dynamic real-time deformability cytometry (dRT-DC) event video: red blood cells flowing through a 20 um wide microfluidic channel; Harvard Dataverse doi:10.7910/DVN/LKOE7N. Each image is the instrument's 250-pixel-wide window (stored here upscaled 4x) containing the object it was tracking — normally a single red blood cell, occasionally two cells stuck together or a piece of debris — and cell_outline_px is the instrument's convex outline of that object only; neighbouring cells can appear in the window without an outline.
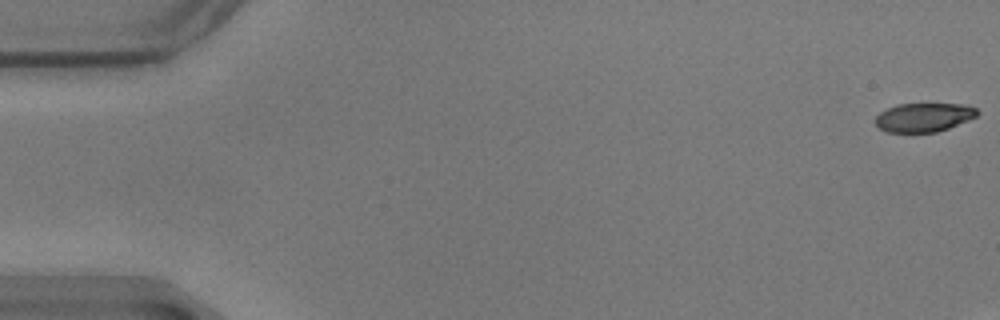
{"species": "common noctule bat (a hibernating species)", "species_latin": "Nyctalus noctula", "temperature_condition": "warm", "stored_images_in_passage": 14, "camera_frame_rate_fps": 3000, "um_per_image_px": 0.085, "animal": {"sex": "male", "body_mass_g": 17.9}, "frame": {"image": 1, "passage_image": 1, "time_ms": 0.0, "image_size_px": [1000, 320], "cell_outline_px": [[980, 112], [976, 116], [968, 120], [948, 128], [936, 132], [888, 132], [880, 128], [876, 124], [876, 116], [880, 112], [896, 104], [968, 104], [976, 108]], "centroid_in_image_um": [78.55, 9.96], "position_along_channel_um": 6.5, "area_um2": 17.05}}